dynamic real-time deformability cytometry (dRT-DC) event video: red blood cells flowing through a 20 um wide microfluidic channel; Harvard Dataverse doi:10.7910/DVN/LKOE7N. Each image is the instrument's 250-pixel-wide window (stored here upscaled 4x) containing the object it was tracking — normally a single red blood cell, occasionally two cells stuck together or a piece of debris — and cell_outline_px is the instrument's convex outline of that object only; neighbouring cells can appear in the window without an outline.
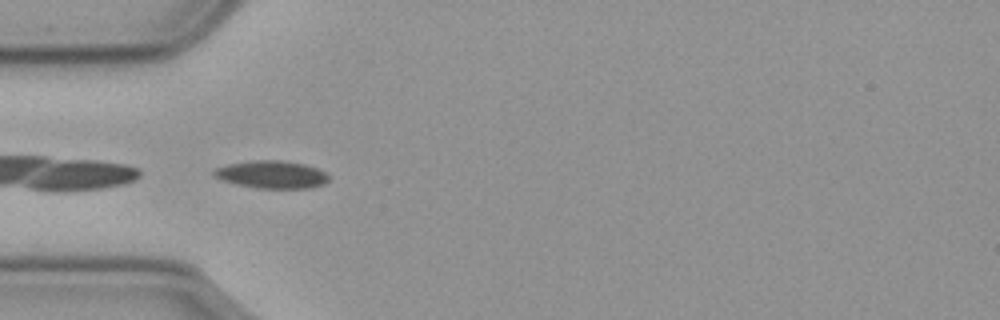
{"species": "common noctule bat (a hibernating species)", "species_latin": "Nyctalus noctula", "temperature_condition": "cold", "stored_images_in_passage": 41, "camera_frame_rate_fps": 3000, "um_per_image_px": 0.085, "animal": {"sex": "male", "body_mass_g": 23.1, "forearm_length_mm": 52.7}, "frame": {"image": 1, "passage_image": 1, "time_ms": 0.0, "image_size_px": [1000, 320], "cell_outline_px": [[328, 180], [324, 184], [312, 188], [256, 188], [236, 184], [220, 180], [212, 176], [212, 172], [216, 168], [228, 164], [256, 160], [280, 160], [304, 164], [316, 168], [324, 172], [328, 176]], "centroid_in_image_um": [23.06, 14.84], "position_along_channel_um": 61.9, "area_um2": 18.5}}
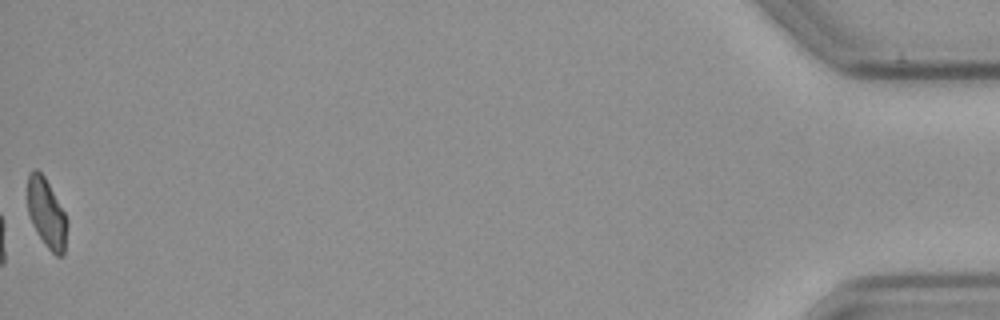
{"frame": {"image": 2, "passage_image": 41, "time_ms": 13.333, "image_size_px": [1000, 320], "cell_outline_px": [[68, 224], [64, 256], [56, 256], [44, 244], [36, 232], [32, 224], [28, 212], [28, 176], [36, 168], [44, 176], [64, 212], [68, 220]], "centroid_in_image_um": [3.98, 18.19], "position_along_channel_um": 431.2, "area_um2": 15.9}, "authors_computed_cell_mechanics": {"area_um2": 17.2822, "velocity_mm_per_s": 3.5811, "shape_relaxation_time_tau1_ms": 9.4317, "shape_relaxation_time_tau2_ms": 8.057, "deformation_change_tau1": 0.1468, "deformation_change_tau2": 0.1349}}